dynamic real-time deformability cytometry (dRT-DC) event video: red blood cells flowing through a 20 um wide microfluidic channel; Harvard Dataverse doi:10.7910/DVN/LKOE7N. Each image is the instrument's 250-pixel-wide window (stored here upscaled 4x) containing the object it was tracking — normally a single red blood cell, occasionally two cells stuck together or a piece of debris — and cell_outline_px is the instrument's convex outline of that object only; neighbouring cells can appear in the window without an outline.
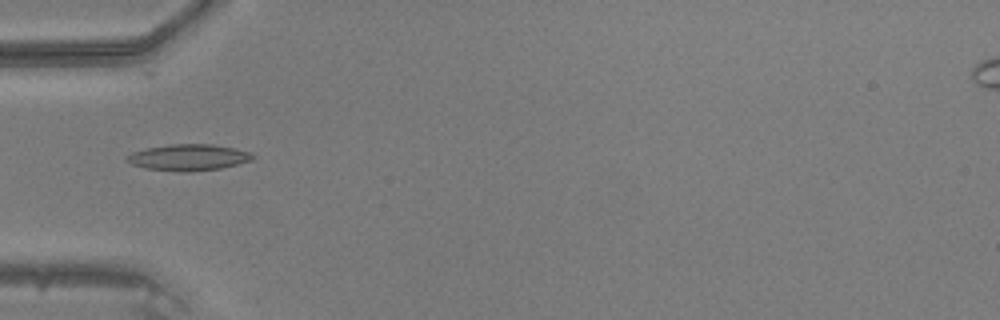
{"species": "common noctule bat (a hibernating species)", "species_latin": "Nyctalus noctula", "temperature_condition": "warm", "stored_images_in_passage": 21, "camera_frame_rate_fps": 3000, "um_per_image_px": 0.085, "animal": {"sex": "male", "body_mass_g": 20.5, "forearm_length_mm": 52.5}, "frame": {"image": 1, "passage_image": 8, "time_ms": 2.333, "image_size_px": [1000, 320], "cell_outline_px": [[256, 156], [252, 160], [220, 168], [192, 172], [180, 172], [144, 168], [132, 164], [124, 160], [124, 156], [132, 152], [148, 148], [168, 144], [212, 144], [252, 152]], "centroid_in_image_um": [15.99, 13.38], "position_along_channel_um": 69.0, "area_um2": 19.42}}
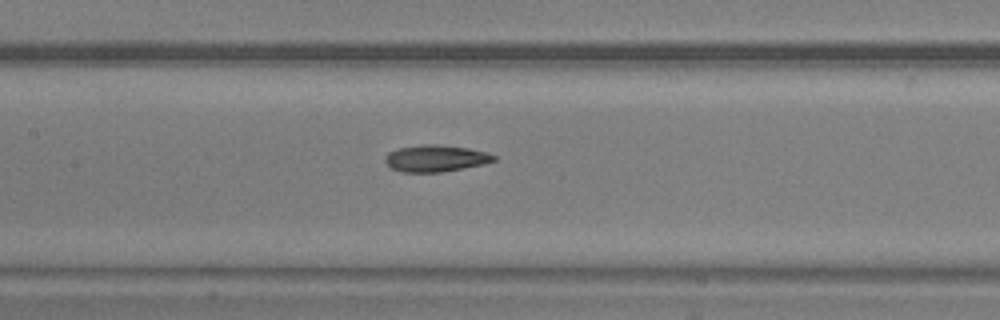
{"frame": {"image": 2, "passage_image": 15, "time_ms": 4.667, "image_size_px": [1000, 320], "cell_outline_px": [[496, 160], [484, 164], [440, 172], [400, 172], [392, 168], [384, 160], [384, 156], [388, 152], [396, 148], [424, 144], [436, 144], [468, 148], [488, 152], [496, 156]], "centroid_in_image_um": [37.01, 13.45], "position_along_channel_um": 170.4, "area_um2": 16.99}}
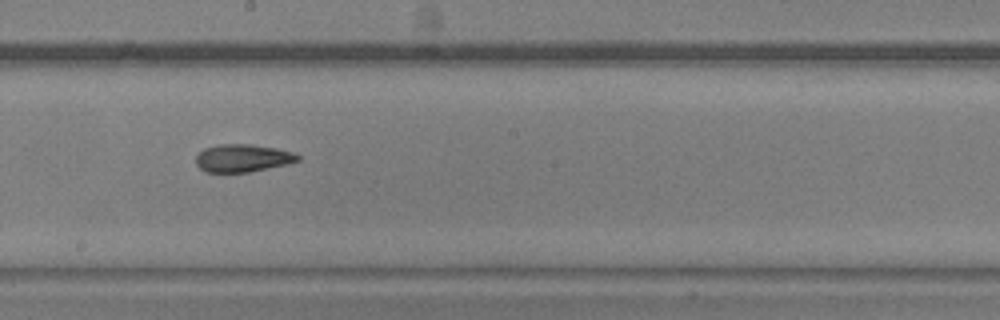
{"frame": {"image": 3, "passage_image": 19, "time_ms": 6.0, "image_size_px": [1000, 320], "cell_outline_px": [[300, 160], [288, 164], [248, 172], [204, 172], [196, 164], [196, 156], [204, 148], [220, 144], [252, 144], [276, 148], [292, 152], [300, 156]], "centroid_in_image_um": [20.62, 13.44], "position_along_channel_um": 227.6, "area_um2": 16.47}}